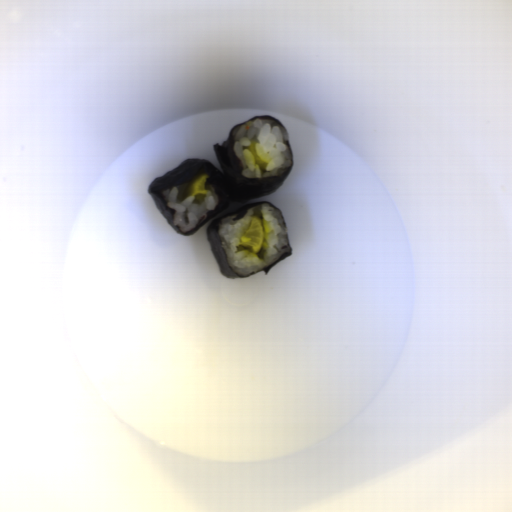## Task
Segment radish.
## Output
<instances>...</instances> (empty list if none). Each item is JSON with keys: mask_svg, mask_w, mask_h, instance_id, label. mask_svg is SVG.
Masks as SVG:
<instances>
[{"mask_svg": "<svg viewBox=\"0 0 512 512\" xmlns=\"http://www.w3.org/2000/svg\"><path fill=\"white\" fill-rule=\"evenodd\" d=\"M265 241V226L260 218L253 216L249 228L240 237L239 243L253 253H259Z\"/></svg>", "mask_w": 512, "mask_h": 512, "instance_id": "1", "label": "radish"}, {"mask_svg": "<svg viewBox=\"0 0 512 512\" xmlns=\"http://www.w3.org/2000/svg\"><path fill=\"white\" fill-rule=\"evenodd\" d=\"M208 174H199L193 177L185 186L182 197H194L197 195H206L207 189L205 187Z\"/></svg>", "mask_w": 512, "mask_h": 512, "instance_id": "2", "label": "radish"}, {"mask_svg": "<svg viewBox=\"0 0 512 512\" xmlns=\"http://www.w3.org/2000/svg\"><path fill=\"white\" fill-rule=\"evenodd\" d=\"M256 143H259L258 140L256 138H252L250 139V145L248 147L249 149V152L250 154L252 155L253 159H254V163L255 165H257L261 170H264L266 169L267 167V163L264 162L257 154V150H256V147H255V144Z\"/></svg>", "mask_w": 512, "mask_h": 512, "instance_id": "3", "label": "radish"}]
</instances>
